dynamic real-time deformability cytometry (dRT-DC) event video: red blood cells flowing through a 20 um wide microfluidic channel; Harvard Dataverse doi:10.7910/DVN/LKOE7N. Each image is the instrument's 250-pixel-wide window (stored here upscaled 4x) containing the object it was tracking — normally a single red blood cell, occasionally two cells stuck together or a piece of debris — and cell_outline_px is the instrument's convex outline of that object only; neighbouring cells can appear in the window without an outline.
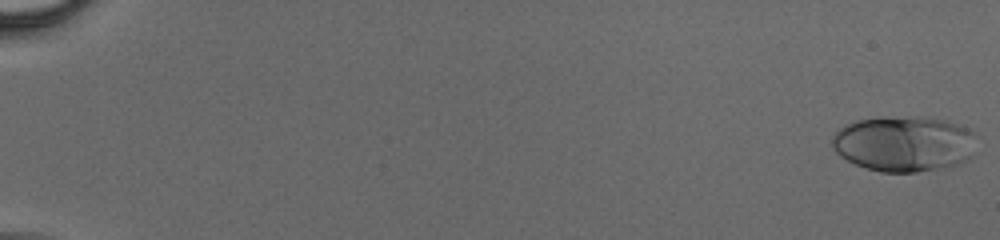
{"species": "human", "species_latin": "Homo sapiens", "temperature_condition": "cold", "stored_images_in_passage": 57, "camera_frame_rate_fps": 3000, "um_per_image_px": 0.085, "donor": {"sex": "male"}, "frame": {"image": 1, "passage_image": 1, "time_ms": 0.0, "image_size_px": [1000, 240], "cell_outline_px": [[976, 136], [972, 156], [968, 160], [956, 164], [916, 172], [880, 172], [864, 168], [840, 156], [832, 148], [832, 136], [844, 124], [856, 120], [916, 116], [920, 116], [948, 120], [968, 128]], "centroid_in_image_um": [76.84, 12.21], "position_along_channel_um": 8.2, "area_um2": 46.88}}
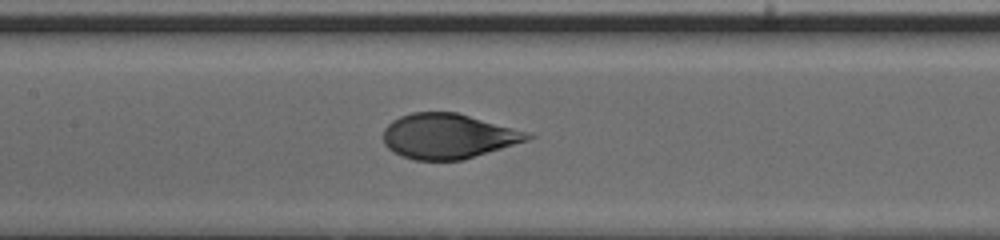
{"frame": {"image": 2, "passage_image": 30, "time_ms": 9.667, "image_size_px": [1000, 240], "cell_outline_px": [[536, 136], [528, 140], [464, 160], [412, 160], [400, 156], [392, 152], [384, 144], [384, 128], [392, 120], [400, 116], [412, 112], [456, 112], [532, 132]], "centroid_in_image_um": [38.11, 11.58], "position_along_channel_um": 169.3, "area_um2": 38.26}}
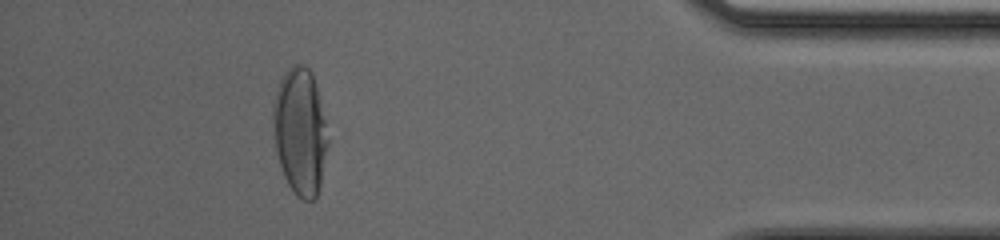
{"frame": {"image": 3, "passage_image": 52, "time_ms": 17.0, "image_size_px": [1000, 240], "cell_outline_px": [[328, 144], [320, 184], [316, 196], [312, 200], [304, 200], [296, 196], [288, 184], [284, 176], [276, 152], [272, 120], [272, 104], [280, 80], [284, 72], [292, 64], [304, 64], [312, 72], [316, 84], [324, 120], [328, 140]], "centroid_in_image_um": [25.48, 11.15], "position_along_channel_um": 409.7, "area_um2": 40.46}}